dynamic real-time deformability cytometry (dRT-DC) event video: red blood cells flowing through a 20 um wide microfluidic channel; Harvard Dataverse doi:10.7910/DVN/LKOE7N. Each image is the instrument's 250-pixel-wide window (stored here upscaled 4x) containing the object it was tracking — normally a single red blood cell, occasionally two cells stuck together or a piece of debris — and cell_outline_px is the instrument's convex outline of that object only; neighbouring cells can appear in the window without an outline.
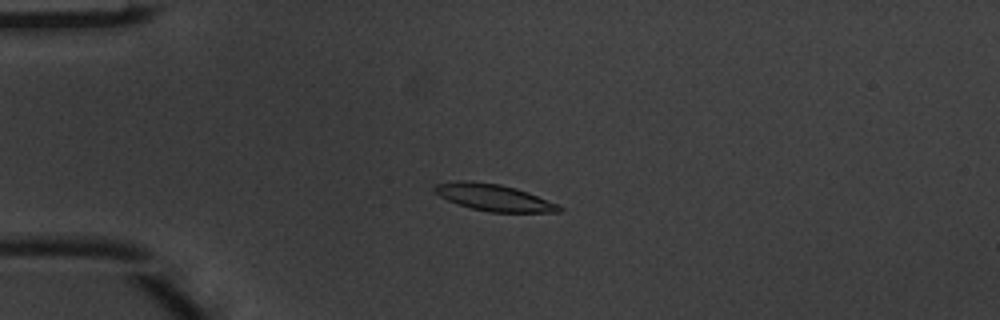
{"species": "common noctule bat (a hibernating species)", "species_latin": "Nyctalus noctula", "temperature_condition": "warm", "stored_images_in_passage": 6, "camera_frame_rate_fps": 3000, "um_per_image_px": 0.085, "animal": {"sex": "male", "body_mass_g": 20.1, "forearm_length_mm": 53.5}, "frame": {"image": 1, "passage_image": 4, "time_ms": 1.0, "image_size_px": [1000, 320], "cell_outline_px": [[564, 212], [492, 212], [472, 208], [448, 200], [440, 196], [432, 188], [436, 184], [456, 180], [472, 180], [500, 184], [516, 188], [528, 192], [560, 204], [564, 208]], "centroid_in_image_um": [42.03, 16.77], "position_along_channel_um": 43.0, "area_um2": 19.54}}
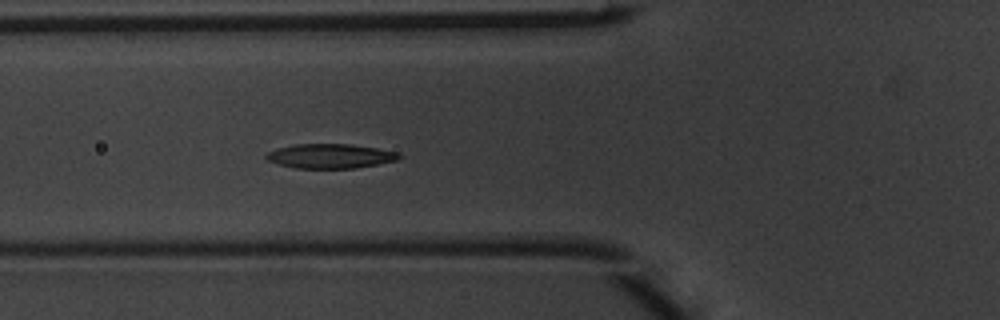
{"frame": {"image": 2, "passage_image": 6, "time_ms": 1.667, "image_size_px": [1000, 320], "cell_outline_px": [[400, 156], [396, 160], [376, 164], [352, 168], [296, 168], [280, 164], [268, 160], [264, 156], [268, 152], [280, 148], [296, 144], [348, 144], [376, 148], [396, 152]], "centroid_in_image_um": [28.04, 13.26], "position_along_channel_um": 97.8, "area_um2": 18.44}}